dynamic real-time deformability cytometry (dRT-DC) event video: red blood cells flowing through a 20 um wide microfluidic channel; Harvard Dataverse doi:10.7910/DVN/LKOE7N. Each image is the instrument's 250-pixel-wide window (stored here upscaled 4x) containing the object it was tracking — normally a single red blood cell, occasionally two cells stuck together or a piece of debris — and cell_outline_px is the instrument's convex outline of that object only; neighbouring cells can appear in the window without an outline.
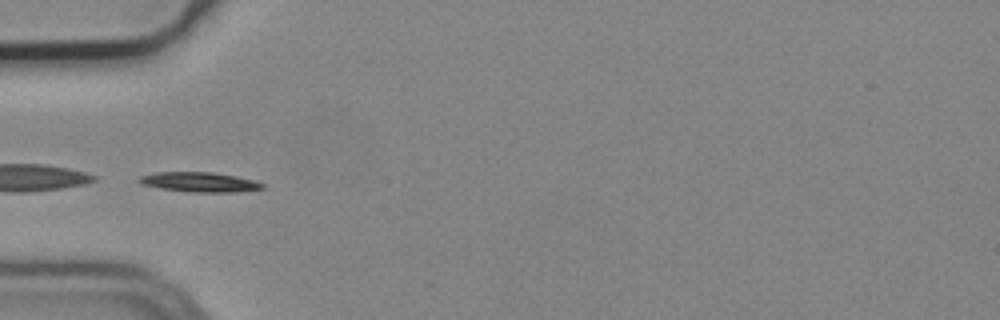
{"species": "common noctule bat (a hibernating species)", "species_latin": "Nyctalus noctula", "temperature_condition": "cold", "stored_images_in_passage": 9, "segment_of_instrument_passage": [2, 2], "camera_frame_rate_fps": 3000, "um_per_image_px": 0.085, "animal": {"sex": "male", "body_mass_g": 19.2, "forearm_length_mm": 51.8}, "frame": {"image": 1, "passage_image": 6, "time_ms": 1.667, "image_size_px": [1000, 320], "cell_outline_px": [[264, 188], [232, 192], [196, 192], [160, 188], [140, 184], [136, 180], [140, 176], [156, 172], [212, 172], [236, 176], [256, 180], [264, 184]], "centroid_in_image_um": [16.94, 15.46], "position_along_channel_um": 68.1, "area_um2": 14.16}}
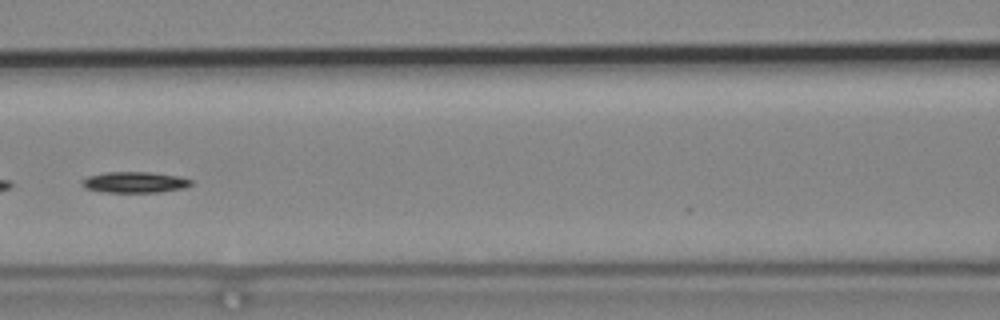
{"frame": {"image": 2, "passage_image": 8, "time_ms": 2.333, "image_size_px": [1000, 320], "cell_outline_px": [[192, 184], [184, 188], [160, 192], [104, 192], [84, 188], [80, 184], [80, 180], [88, 176], [104, 172], [152, 172], [180, 176], [192, 180]], "centroid_in_image_um": [11.42, 15.49], "position_along_channel_um": 155.2, "area_um2": 13.53}}
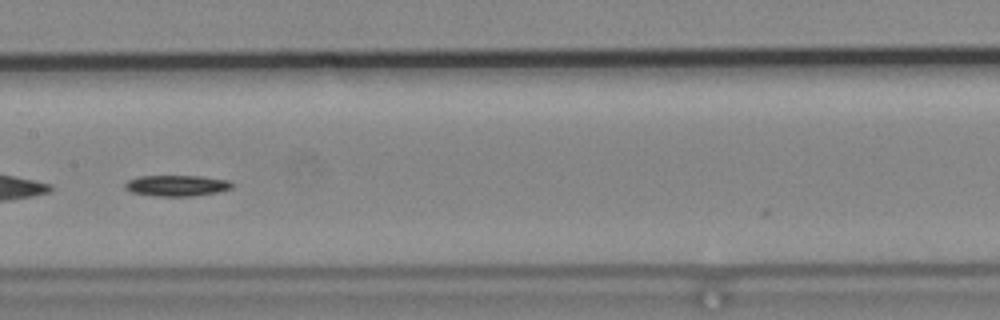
{"frame": {"image": 3, "passage_image": 9, "time_ms": 2.667, "image_size_px": [1000, 320], "cell_outline_px": [[232, 188], [216, 192], [192, 196], [156, 196], [132, 192], [124, 188], [124, 184], [128, 180], [140, 176], [200, 176], [228, 180], [232, 184]], "centroid_in_image_um": [14.99, 15.77], "position_along_channel_um": 192.4, "area_um2": 12.95}}